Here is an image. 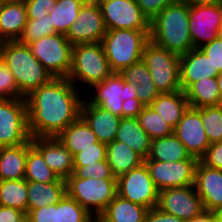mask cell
I'll return each mask as SVG.
<instances>
[{"label":"cell","instance_id":"1","mask_svg":"<svg viewBox=\"0 0 222 222\" xmlns=\"http://www.w3.org/2000/svg\"><path fill=\"white\" fill-rule=\"evenodd\" d=\"M81 90L68 78H53L25 97L31 137H57L76 121L85 97Z\"/></svg>","mask_w":222,"mask_h":222},{"label":"cell","instance_id":"2","mask_svg":"<svg viewBox=\"0 0 222 222\" xmlns=\"http://www.w3.org/2000/svg\"><path fill=\"white\" fill-rule=\"evenodd\" d=\"M188 22L189 4L178 0L150 21V41L179 56L184 55L193 49Z\"/></svg>","mask_w":222,"mask_h":222},{"label":"cell","instance_id":"3","mask_svg":"<svg viewBox=\"0 0 222 222\" xmlns=\"http://www.w3.org/2000/svg\"><path fill=\"white\" fill-rule=\"evenodd\" d=\"M0 59L11 70L22 98L53 79L28 45L17 40L0 42Z\"/></svg>","mask_w":222,"mask_h":222},{"label":"cell","instance_id":"4","mask_svg":"<svg viewBox=\"0 0 222 222\" xmlns=\"http://www.w3.org/2000/svg\"><path fill=\"white\" fill-rule=\"evenodd\" d=\"M150 30H107L102 46L113 73H121L126 67L142 59Z\"/></svg>","mask_w":222,"mask_h":222},{"label":"cell","instance_id":"5","mask_svg":"<svg viewBox=\"0 0 222 222\" xmlns=\"http://www.w3.org/2000/svg\"><path fill=\"white\" fill-rule=\"evenodd\" d=\"M112 73L101 42L72 47V67L67 78L78 89L86 87L88 90L94 84L103 82Z\"/></svg>","mask_w":222,"mask_h":222},{"label":"cell","instance_id":"6","mask_svg":"<svg viewBox=\"0 0 222 222\" xmlns=\"http://www.w3.org/2000/svg\"><path fill=\"white\" fill-rule=\"evenodd\" d=\"M66 193L97 219L116 197L117 179H83L72 174L66 179Z\"/></svg>","mask_w":222,"mask_h":222},{"label":"cell","instance_id":"7","mask_svg":"<svg viewBox=\"0 0 222 222\" xmlns=\"http://www.w3.org/2000/svg\"><path fill=\"white\" fill-rule=\"evenodd\" d=\"M27 45L53 78H67L72 67L73 45L64 34L41 37Z\"/></svg>","mask_w":222,"mask_h":222},{"label":"cell","instance_id":"8","mask_svg":"<svg viewBox=\"0 0 222 222\" xmlns=\"http://www.w3.org/2000/svg\"><path fill=\"white\" fill-rule=\"evenodd\" d=\"M142 60L149 69L152 80L160 94L181 90L179 55L149 41L144 48Z\"/></svg>","mask_w":222,"mask_h":222},{"label":"cell","instance_id":"9","mask_svg":"<svg viewBox=\"0 0 222 222\" xmlns=\"http://www.w3.org/2000/svg\"><path fill=\"white\" fill-rule=\"evenodd\" d=\"M25 98L0 99V147L31 140Z\"/></svg>","mask_w":222,"mask_h":222},{"label":"cell","instance_id":"10","mask_svg":"<svg viewBox=\"0 0 222 222\" xmlns=\"http://www.w3.org/2000/svg\"><path fill=\"white\" fill-rule=\"evenodd\" d=\"M117 194L148 210L158 204L159 191L145 163L117 178Z\"/></svg>","mask_w":222,"mask_h":222},{"label":"cell","instance_id":"11","mask_svg":"<svg viewBox=\"0 0 222 222\" xmlns=\"http://www.w3.org/2000/svg\"><path fill=\"white\" fill-rule=\"evenodd\" d=\"M106 30H150V21L142 13L136 0H96Z\"/></svg>","mask_w":222,"mask_h":222},{"label":"cell","instance_id":"12","mask_svg":"<svg viewBox=\"0 0 222 222\" xmlns=\"http://www.w3.org/2000/svg\"><path fill=\"white\" fill-rule=\"evenodd\" d=\"M198 160L164 162L144 160L158 191L194 185L195 168Z\"/></svg>","mask_w":222,"mask_h":222},{"label":"cell","instance_id":"13","mask_svg":"<svg viewBox=\"0 0 222 222\" xmlns=\"http://www.w3.org/2000/svg\"><path fill=\"white\" fill-rule=\"evenodd\" d=\"M188 23L193 48L210 43L222 34V4L189 5Z\"/></svg>","mask_w":222,"mask_h":222},{"label":"cell","instance_id":"14","mask_svg":"<svg viewBox=\"0 0 222 222\" xmlns=\"http://www.w3.org/2000/svg\"><path fill=\"white\" fill-rule=\"evenodd\" d=\"M106 31L103 15L97 1L87 0L65 36L74 46L102 42Z\"/></svg>","mask_w":222,"mask_h":222},{"label":"cell","instance_id":"15","mask_svg":"<svg viewBox=\"0 0 222 222\" xmlns=\"http://www.w3.org/2000/svg\"><path fill=\"white\" fill-rule=\"evenodd\" d=\"M157 207L184 221L190 220L204 210L201 197L196 192L194 185L159 191Z\"/></svg>","mask_w":222,"mask_h":222},{"label":"cell","instance_id":"16","mask_svg":"<svg viewBox=\"0 0 222 222\" xmlns=\"http://www.w3.org/2000/svg\"><path fill=\"white\" fill-rule=\"evenodd\" d=\"M173 133L184 144L189 154L198 160L210 146L201 119V108L189 106Z\"/></svg>","mask_w":222,"mask_h":222},{"label":"cell","instance_id":"17","mask_svg":"<svg viewBox=\"0 0 222 222\" xmlns=\"http://www.w3.org/2000/svg\"><path fill=\"white\" fill-rule=\"evenodd\" d=\"M194 187L205 210H222V170L206 166L198 160Z\"/></svg>","mask_w":222,"mask_h":222},{"label":"cell","instance_id":"18","mask_svg":"<svg viewBox=\"0 0 222 222\" xmlns=\"http://www.w3.org/2000/svg\"><path fill=\"white\" fill-rule=\"evenodd\" d=\"M124 77L120 73H112L103 82L94 84L90 89L88 101L122 118L124 102ZM91 97V98H90Z\"/></svg>","mask_w":222,"mask_h":222},{"label":"cell","instance_id":"19","mask_svg":"<svg viewBox=\"0 0 222 222\" xmlns=\"http://www.w3.org/2000/svg\"><path fill=\"white\" fill-rule=\"evenodd\" d=\"M32 145L42 154L44 161L58 176L67 179L74 172V156L57 137H35Z\"/></svg>","mask_w":222,"mask_h":222},{"label":"cell","instance_id":"20","mask_svg":"<svg viewBox=\"0 0 222 222\" xmlns=\"http://www.w3.org/2000/svg\"><path fill=\"white\" fill-rule=\"evenodd\" d=\"M86 98L85 96L81 105V117L100 143H112L116 139L121 117L91 104Z\"/></svg>","mask_w":222,"mask_h":222},{"label":"cell","instance_id":"21","mask_svg":"<svg viewBox=\"0 0 222 222\" xmlns=\"http://www.w3.org/2000/svg\"><path fill=\"white\" fill-rule=\"evenodd\" d=\"M209 58L199 49L193 48L180 56V86L184 92L195 82L203 78L217 77Z\"/></svg>","mask_w":222,"mask_h":222},{"label":"cell","instance_id":"22","mask_svg":"<svg viewBox=\"0 0 222 222\" xmlns=\"http://www.w3.org/2000/svg\"><path fill=\"white\" fill-rule=\"evenodd\" d=\"M26 23L27 10L24 1L0 4V42L18 40Z\"/></svg>","mask_w":222,"mask_h":222},{"label":"cell","instance_id":"23","mask_svg":"<svg viewBox=\"0 0 222 222\" xmlns=\"http://www.w3.org/2000/svg\"><path fill=\"white\" fill-rule=\"evenodd\" d=\"M115 140L128 145L143 159L149 155L151 139L140 126L137 117H122L120 119Z\"/></svg>","mask_w":222,"mask_h":222},{"label":"cell","instance_id":"24","mask_svg":"<svg viewBox=\"0 0 222 222\" xmlns=\"http://www.w3.org/2000/svg\"><path fill=\"white\" fill-rule=\"evenodd\" d=\"M147 211L146 207L117 194L97 218V222H146Z\"/></svg>","mask_w":222,"mask_h":222},{"label":"cell","instance_id":"25","mask_svg":"<svg viewBox=\"0 0 222 222\" xmlns=\"http://www.w3.org/2000/svg\"><path fill=\"white\" fill-rule=\"evenodd\" d=\"M57 138L73 156L84 149L95 147L98 142L96 135L81 116L67 126Z\"/></svg>","mask_w":222,"mask_h":222},{"label":"cell","instance_id":"26","mask_svg":"<svg viewBox=\"0 0 222 222\" xmlns=\"http://www.w3.org/2000/svg\"><path fill=\"white\" fill-rule=\"evenodd\" d=\"M173 129L178 125L189 102L183 90L159 94L150 105Z\"/></svg>","mask_w":222,"mask_h":222},{"label":"cell","instance_id":"27","mask_svg":"<svg viewBox=\"0 0 222 222\" xmlns=\"http://www.w3.org/2000/svg\"><path fill=\"white\" fill-rule=\"evenodd\" d=\"M106 160L116 179L144 163L138 153L117 140L106 145Z\"/></svg>","mask_w":222,"mask_h":222},{"label":"cell","instance_id":"28","mask_svg":"<svg viewBox=\"0 0 222 222\" xmlns=\"http://www.w3.org/2000/svg\"><path fill=\"white\" fill-rule=\"evenodd\" d=\"M28 142L0 148V180L25 178Z\"/></svg>","mask_w":222,"mask_h":222},{"label":"cell","instance_id":"29","mask_svg":"<svg viewBox=\"0 0 222 222\" xmlns=\"http://www.w3.org/2000/svg\"><path fill=\"white\" fill-rule=\"evenodd\" d=\"M175 162L180 160H198L186 150L184 144L174 135L151 140L150 152L146 159Z\"/></svg>","mask_w":222,"mask_h":222},{"label":"cell","instance_id":"30","mask_svg":"<svg viewBox=\"0 0 222 222\" xmlns=\"http://www.w3.org/2000/svg\"><path fill=\"white\" fill-rule=\"evenodd\" d=\"M66 194V182L28 181V210L56 205Z\"/></svg>","mask_w":222,"mask_h":222},{"label":"cell","instance_id":"31","mask_svg":"<svg viewBox=\"0 0 222 222\" xmlns=\"http://www.w3.org/2000/svg\"><path fill=\"white\" fill-rule=\"evenodd\" d=\"M186 98L190 107L221 105V97L216 77L203 78L193 83L186 91Z\"/></svg>","mask_w":222,"mask_h":222},{"label":"cell","instance_id":"32","mask_svg":"<svg viewBox=\"0 0 222 222\" xmlns=\"http://www.w3.org/2000/svg\"><path fill=\"white\" fill-rule=\"evenodd\" d=\"M24 179L42 183L66 182L46 164L42 154L32 145V139L28 141Z\"/></svg>","mask_w":222,"mask_h":222},{"label":"cell","instance_id":"33","mask_svg":"<svg viewBox=\"0 0 222 222\" xmlns=\"http://www.w3.org/2000/svg\"><path fill=\"white\" fill-rule=\"evenodd\" d=\"M0 205L28 212V181L0 180Z\"/></svg>","mask_w":222,"mask_h":222},{"label":"cell","instance_id":"34","mask_svg":"<svg viewBox=\"0 0 222 222\" xmlns=\"http://www.w3.org/2000/svg\"><path fill=\"white\" fill-rule=\"evenodd\" d=\"M87 0H57L50 12V20L56 33L66 35Z\"/></svg>","mask_w":222,"mask_h":222},{"label":"cell","instance_id":"35","mask_svg":"<svg viewBox=\"0 0 222 222\" xmlns=\"http://www.w3.org/2000/svg\"><path fill=\"white\" fill-rule=\"evenodd\" d=\"M137 119L151 140L173 134L174 129L151 106H144Z\"/></svg>","mask_w":222,"mask_h":222},{"label":"cell","instance_id":"36","mask_svg":"<svg viewBox=\"0 0 222 222\" xmlns=\"http://www.w3.org/2000/svg\"><path fill=\"white\" fill-rule=\"evenodd\" d=\"M97 219L67 193L57 203V222H96Z\"/></svg>","mask_w":222,"mask_h":222},{"label":"cell","instance_id":"37","mask_svg":"<svg viewBox=\"0 0 222 222\" xmlns=\"http://www.w3.org/2000/svg\"><path fill=\"white\" fill-rule=\"evenodd\" d=\"M55 33L54 24L50 20V15H45L36 17V20L27 19V23L17 41L28 44L41 37L50 36Z\"/></svg>","mask_w":222,"mask_h":222},{"label":"cell","instance_id":"38","mask_svg":"<svg viewBox=\"0 0 222 222\" xmlns=\"http://www.w3.org/2000/svg\"><path fill=\"white\" fill-rule=\"evenodd\" d=\"M201 119L210 144L222 141V104L201 107Z\"/></svg>","mask_w":222,"mask_h":222},{"label":"cell","instance_id":"39","mask_svg":"<svg viewBox=\"0 0 222 222\" xmlns=\"http://www.w3.org/2000/svg\"><path fill=\"white\" fill-rule=\"evenodd\" d=\"M73 174L78 178L116 179L107 160L98 161L88 166H74Z\"/></svg>","mask_w":222,"mask_h":222},{"label":"cell","instance_id":"40","mask_svg":"<svg viewBox=\"0 0 222 222\" xmlns=\"http://www.w3.org/2000/svg\"><path fill=\"white\" fill-rule=\"evenodd\" d=\"M22 98L11 70L0 59V99Z\"/></svg>","mask_w":222,"mask_h":222},{"label":"cell","instance_id":"41","mask_svg":"<svg viewBox=\"0 0 222 222\" xmlns=\"http://www.w3.org/2000/svg\"><path fill=\"white\" fill-rule=\"evenodd\" d=\"M106 160V144L95 143V147L84 149L74 156V166H88Z\"/></svg>","mask_w":222,"mask_h":222},{"label":"cell","instance_id":"42","mask_svg":"<svg viewBox=\"0 0 222 222\" xmlns=\"http://www.w3.org/2000/svg\"><path fill=\"white\" fill-rule=\"evenodd\" d=\"M120 74L124 77L126 82L135 85L140 82L153 81L151 73L142 59L133 65L126 67Z\"/></svg>","mask_w":222,"mask_h":222},{"label":"cell","instance_id":"43","mask_svg":"<svg viewBox=\"0 0 222 222\" xmlns=\"http://www.w3.org/2000/svg\"><path fill=\"white\" fill-rule=\"evenodd\" d=\"M210 60L218 73L222 72V34L217 36L210 43L199 48Z\"/></svg>","mask_w":222,"mask_h":222},{"label":"cell","instance_id":"44","mask_svg":"<svg viewBox=\"0 0 222 222\" xmlns=\"http://www.w3.org/2000/svg\"><path fill=\"white\" fill-rule=\"evenodd\" d=\"M57 0H24L27 19L36 20V17L49 15Z\"/></svg>","mask_w":222,"mask_h":222},{"label":"cell","instance_id":"45","mask_svg":"<svg viewBox=\"0 0 222 222\" xmlns=\"http://www.w3.org/2000/svg\"><path fill=\"white\" fill-rule=\"evenodd\" d=\"M178 0H136L142 13L151 21L166 6L177 2Z\"/></svg>","mask_w":222,"mask_h":222},{"label":"cell","instance_id":"46","mask_svg":"<svg viewBox=\"0 0 222 222\" xmlns=\"http://www.w3.org/2000/svg\"><path fill=\"white\" fill-rule=\"evenodd\" d=\"M199 160L206 166L222 170V141L211 143Z\"/></svg>","mask_w":222,"mask_h":222},{"label":"cell","instance_id":"47","mask_svg":"<svg viewBox=\"0 0 222 222\" xmlns=\"http://www.w3.org/2000/svg\"><path fill=\"white\" fill-rule=\"evenodd\" d=\"M27 222H57V204L28 210Z\"/></svg>","mask_w":222,"mask_h":222},{"label":"cell","instance_id":"48","mask_svg":"<svg viewBox=\"0 0 222 222\" xmlns=\"http://www.w3.org/2000/svg\"><path fill=\"white\" fill-rule=\"evenodd\" d=\"M137 86V98L144 106H150L160 94L153 81L140 82Z\"/></svg>","mask_w":222,"mask_h":222},{"label":"cell","instance_id":"49","mask_svg":"<svg viewBox=\"0 0 222 222\" xmlns=\"http://www.w3.org/2000/svg\"><path fill=\"white\" fill-rule=\"evenodd\" d=\"M0 222H27V213L0 205Z\"/></svg>","mask_w":222,"mask_h":222},{"label":"cell","instance_id":"50","mask_svg":"<svg viewBox=\"0 0 222 222\" xmlns=\"http://www.w3.org/2000/svg\"><path fill=\"white\" fill-rule=\"evenodd\" d=\"M146 222H186L172 214L161 211L157 206L147 211Z\"/></svg>","mask_w":222,"mask_h":222},{"label":"cell","instance_id":"51","mask_svg":"<svg viewBox=\"0 0 222 222\" xmlns=\"http://www.w3.org/2000/svg\"><path fill=\"white\" fill-rule=\"evenodd\" d=\"M144 105L138 98H130L123 102L122 117H137Z\"/></svg>","mask_w":222,"mask_h":222},{"label":"cell","instance_id":"52","mask_svg":"<svg viewBox=\"0 0 222 222\" xmlns=\"http://www.w3.org/2000/svg\"><path fill=\"white\" fill-rule=\"evenodd\" d=\"M186 222H216V212L204 209L199 215Z\"/></svg>","mask_w":222,"mask_h":222},{"label":"cell","instance_id":"53","mask_svg":"<svg viewBox=\"0 0 222 222\" xmlns=\"http://www.w3.org/2000/svg\"><path fill=\"white\" fill-rule=\"evenodd\" d=\"M124 101L130 98H137V86L132 83H124Z\"/></svg>","mask_w":222,"mask_h":222},{"label":"cell","instance_id":"54","mask_svg":"<svg viewBox=\"0 0 222 222\" xmlns=\"http://www.w3.org/2000/svg\"><path fill=\"white\" fill-rule=\"evenodd\" d=\"M189 5H216L222 4V0H183Z\"/></svg>","mask_w":222,"mask_h":222},{"label":"cell","instance_id":"55","mask_svg":"<svg viewBox=\"0 0 222 222\" xmlns=\"http://www.w3.org/2000/svg\"><path fill=\"white\" fill-rule=\"evenodd\" d=\"M216 79L218 82V88H219L220 97H221V104H222V72L218 74Z\"/></svg>","mask_w":222,"mask_h":222},{"label":"cell","instance_id":"56","mask_svg":"<svg viewBox=\"0 0 222 222\" xmlns=\"http://www.w3.org/2000/svg\"><path fill=\"white\" fill-rule=\"evenodd\" d=\"M216 222H222V210L216 212Z\"/></svg>","mask_w":222,"mask_h":222},{"label":"cell","instance_id":"57","mask_svg":"<svg viewBox=\"0 0 222 222\" xmlns=\"http://www.w3.org/2000/svg\"><path fill=\"white\" fill-rule=\"evenodd\" d=\"M3 2H10V1H24V0H2Z\"/></svg>","mask_w":222,"mask_h":222}]
</instances>
